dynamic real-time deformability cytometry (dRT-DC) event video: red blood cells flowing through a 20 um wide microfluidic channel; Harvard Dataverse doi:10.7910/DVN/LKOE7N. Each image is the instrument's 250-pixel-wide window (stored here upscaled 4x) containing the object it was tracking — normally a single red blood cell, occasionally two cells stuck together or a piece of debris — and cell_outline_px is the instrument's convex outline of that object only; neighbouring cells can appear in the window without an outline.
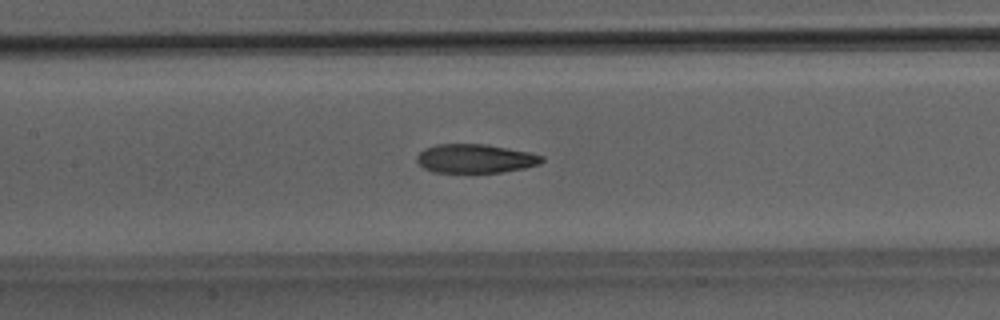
{"species": "Egyptian fruit bat (a non-hibernating species)", "species_latin": "Rousettus aegyptiacus", "temperature_condition": "room temperature", "stored_images_in_passage": 49, "camera_frame_rate_fps": 3000, "um_per_image_px": 0.085, "animal": {"sex": "male"}, "frame": {"image": 1, "passage_image": 22, "time_ms": 7.0, "image_size_px": [1000, 320], "cell_outline_px": [[544, 160], [540, 164], [524, 168], [504, 172], [432, 172], [424, 168], [416, 160], [416, 156], [424, 148], [436, 144], [488, 144], [528, 152], [544, 156]], "centroid_in_image_um": [40.4, 13.47], "position_along_channel_um": 167.0, "area_um2": 21.1}}
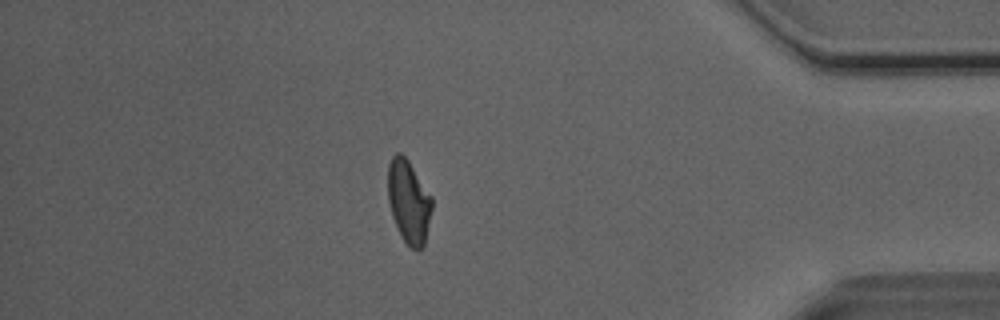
{"frame": {"image": 2, "passage_image": 42, "time_ms": 13.667, "image_size_px": [1000, 320], "cell_outline_px": [[432, 208], [424, 244], [420, 248], [412, 248], [400, 236], [392, 216], [388, 200], [388, 164], [392, 156], [396, 152], [400, 152], [408, 160], [432, 196]], "centroid_in_image_um": [34.73, 17.1], "position_along_channel_um": 400.5, "area_um2": 21.21}}
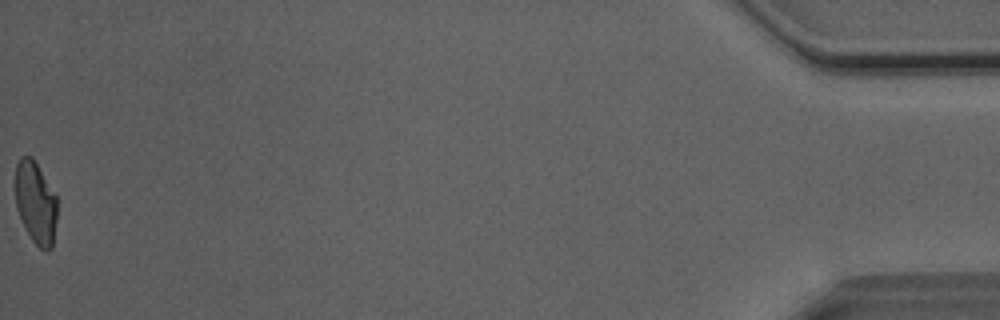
{"frame": {"image": 3, "passage_image": 49, "time_ms": 16.0, "image_size_px": [1000, 320], "cell_outline_px": [[56, 220], [52, 248], [48, 252], [40, 248], [32, 240], [16, 208], [16, 164], [20, 156], [32, 156], [56, 196]], "centroid_in_image_um": [3.03, 17.22], "position_along_channel_um": 432.2, "area_um2": 19.77}, "authors_computed_cell_mechanics": {"area_um2": 21.964, "velocity_mm_per_s": 4.0682, "shape_relaxation_time_tau1_ms": 8.8508, "shape_relaxation_time_tau2_ms": 2.066, "deformation_change_tau1": 0.2436, "deformation_change_tau2": 0.0862}}